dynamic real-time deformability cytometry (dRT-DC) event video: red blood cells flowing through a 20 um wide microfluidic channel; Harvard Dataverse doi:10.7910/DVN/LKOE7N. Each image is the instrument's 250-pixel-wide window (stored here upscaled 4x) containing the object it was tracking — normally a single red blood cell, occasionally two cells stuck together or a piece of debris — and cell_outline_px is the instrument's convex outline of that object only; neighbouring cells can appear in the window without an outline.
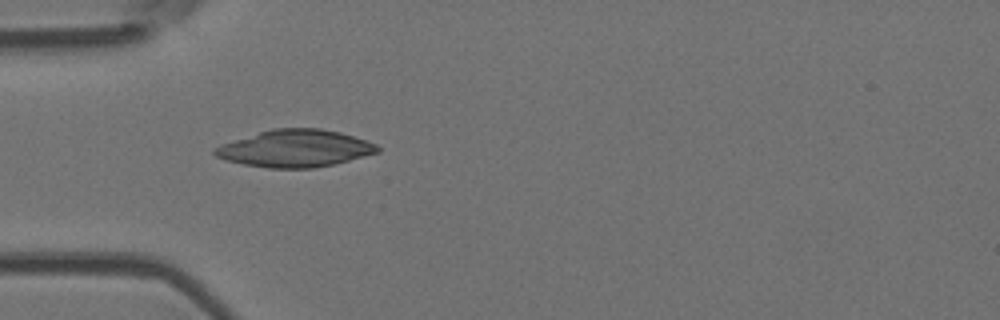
{"species": "Egyptian fruit bat (a non-hibernating species)", "species_latin": "Rousettus aegyptiacus", "temperature_condition": "room temperature", "stored_images_in_passage": 38, "camera_frame_rate_fps": 3000, "um_per_image_px": 0.085, "animal": {"sex": "female"}, "frame": {"image": 1, "passage_image": 1, "time_ms": 0.0, "image_size_px": [1000, 320], "cell_outline_px": [[380, 152], [332, 164], [312, 168], [268, 168], [244, 164], [228, 160], [216, 156], [212, 152], [212, 148], [220, 144], [272, 128], [320, 128], [340, 132], [376, 144], [380, 148]], "centroid_in_image_um": [25.06, 12.61], "position_along_channel_um": 59.9, "area_um2": 35.03}}
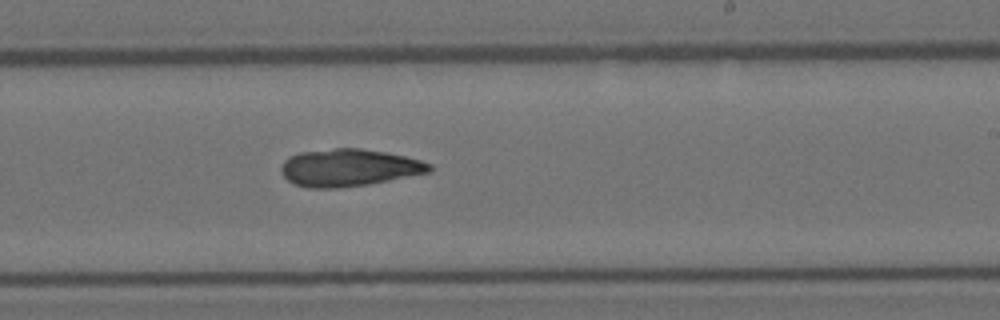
{"frame": {"image": 2, "passage_image": 17, "time_ms": 5.333, "image_size_px": [1000, 320], "cell_outline_px": [[432, 172], [368, 184], [336, 188], [308, 188], [292, 184], [280, 172], [280, 168], [284, 160], [288, 156], [300, 152], [336, 148], [360, 148], [384, 152], [404, 156], [420, 160], [432, 164]], "centroid_in_image_um": [29.63, 14.25], "position_along_channel_um": 259.4, "area_um2": 32.37}}
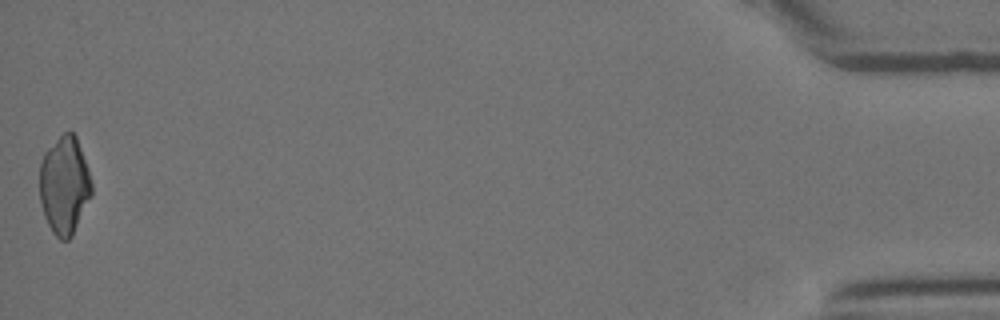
{"frame": {"image": 3, "passage_image": 38, "time_ms": 12.333, "image_size_px": [1000, 320], "cell_outline_px": [[92, 196], [72, 236], [68, 240], [60, 240], [52, 232], [44, 216], [40, 200], [40, 164], [44, 152], [68, 128], [76, 136], [88, 168], [92, 184]], "centroid_in_image_um": [5.48, 15.76], "position_along_channel_um": 429.7, "area_um2": 29.82}}